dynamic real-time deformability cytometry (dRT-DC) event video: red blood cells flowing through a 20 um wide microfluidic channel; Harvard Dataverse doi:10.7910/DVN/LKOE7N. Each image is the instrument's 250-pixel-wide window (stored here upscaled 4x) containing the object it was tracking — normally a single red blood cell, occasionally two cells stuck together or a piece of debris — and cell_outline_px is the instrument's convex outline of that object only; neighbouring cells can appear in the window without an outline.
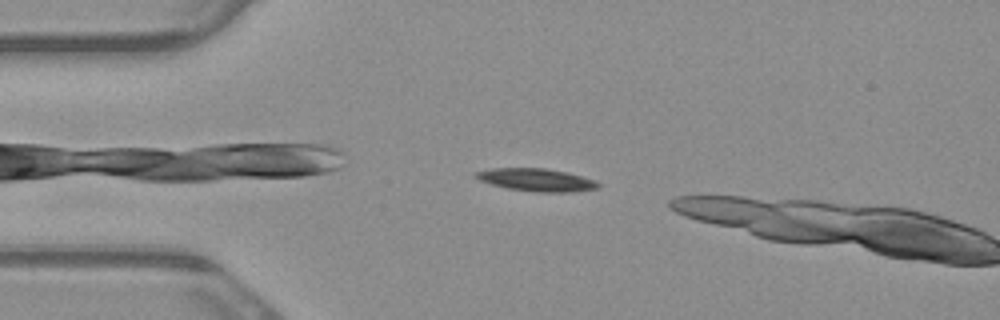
{"species": "common noctule bat (a hibernating species)", "species_latin": "Nyctalus noctula", "temperature_condition": "warm", "stored_images_in_passage": 3, "camera_frame_rate_fps": 3000, "um_per_image_px": 0.085, "animal": {"sex": "male", "body_mass_g": 23.1, "forearm_length_mm": 52.7}, "frame": {"image": 1, "passage_image": 2, "time_ms": 0.333, "image_size_px": [1000, 320], "cell_outline_px": [[600, 188], [572, 192], [536, 192], [508, 188], [492, 184], [480, 180], [472, 176], [472, 172], [492, 168], [544, 168], [568, 172], [596, 180], [600, 184]], "centroid_in_image_um": [45.6, 15.28], "position_along_channel_um": 39.4, "area_um2": 16.36}}